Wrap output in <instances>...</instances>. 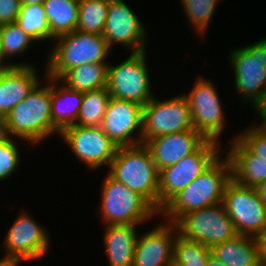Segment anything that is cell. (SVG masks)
I'll use <instances>...</instances> for the list:
<instances>
[{
	"label": "cell",
	"mask_w": 266,
	"mask_h": 266,
	"mask_svg": "<svg viewBox=\"0 0 266 266\" xmlns=\"http://www.w3.org/2000/svg\"><path fill=\"white\" fill-rule=\"evenodd\" d=\"M155 97L143 107V144L161 135L194 129L189 103L183 93L161 101Z\"/></svg>",
	"instance_id": "obj_11"
},
{
	"label": "cell",
	"mask_w": 266,
	"mask_h": 266,
	"mask_svg": "<svg viewBox=\"0 0 266 266\" xmlns=\"http://www.w3.org/2000/svg\"><path fill=\"white\" fill-rule=\"evenodd\" d=\"M15 138L10 137L0 144V181L13 175L20 165V154ZM15 141V142H14Z\"/></svg>",
	"instance_id": "obj_32"
},
{
	"label": "cell",
	"mask_w": 266,
	"mask_h": 266,
	"mask_svg": "<svg viewBox=\"0 0 266 266\" xmlns=\"http://www.w3.org/2000/svg\"><path fill=\"white\" fill-rule=\"evenodd\" d=\"M217 1L219 2V0H180L190 26L199 36H204L209 28Z\"/></svg>",
	"instance_id": "obj_30"
},
{
	"label": "cell",
	"mask_w": 266,
	"mask_h": 266,
	"mask_svg": "<svg viewBox=\"0 0 266 266\" xmlns=\"http://www.w3.org/2000/svg\"><path fill=\"white\" fill-rule=\"evenodd\" d=\"M12 66H34V65H32V63H30V62L28 63V61L26 63L25 62L24 63L23 62H20V63L19 62L18 63L7 62L4 58V55L2 53V49L0 46V72L3 70L9 69Z\"/></svg>",
	"instance_id": "obj_35"
},
{
	"label": "cell",
	"mask_w": 266,
	"mask_h": 266,
	"mask_svg": "<svg viewBox=\"0 0 266 266\" xmlns=\"http://www.w3.org/2000/svg\"><path fill=\"white\" fill-rule=\"evenodd\" d=\"M71 1H74V2H77V3L81 2V0H71Z\"/></svg>",
	"instance_id": "obj_43"
},
{
	"label": "cell",
	"mask_w": 266,
	"mask_h": 266,
	"mask_svg": "<svg viewBox=\"0 0 266 266\" xmlns=\"http://www.w3.org/2000/svg\"><path fill=\"white\" fill-rule=\"evenodd\" d=\"M220 148L221 144L206 140L194 153L159 171V212L222 155Z\"/></svg>",
	"instance_id": "obj_8"
},
{
	"label": "cell",
	"mask_w": 266,
	"mask_h": 266,
	"mask_svg": "<svg viewBox=\"0 0 266 266\" xmlns=\"http://www.w3.org/2000/svg\"><path fill=\"white\" fill-rule=\"evenodd\" d=\"M35 66H12L0 72V115L5 116L41 81Z\"/></svg>",
	"instance_id": "obj_19"
},
{
	"label": "cell",
	"mask_w": 266,
	"mask_h": 266,
	"mask_svg": "<svg viewBox=\"0 0 266 266\" xmlns=\"http://www.w3.org/2000/svg\"><path fill=\"white\" fill-rule=\"evenodd\" d=\"M163 223L138 235L133 266H172L177 225L163 219Z\"/></svg>",
	"instance_id": "obj_17"
},
{
	"label": "cell",
	"mask_w": 266,
	"mask_h": 266,
	"mask_svg": "<svg viewBox=\"0 0 266 266\" xmlns=\"http://www.w3.org/2000/svg\"><path fill=\"white\" fill-rule=\"evenodd\" d=\"M260 199L266 204V181L256 187Z\"/></svg>",
	"instance_id": "obj_38"
},
{
	"label": "cell",
	"mask_w": 266,
	"mask_h": 266,
	"mask_svg": "<svg viewBox=\"0 0 266 266\" xmlns=\"http://www.w3.org/2000/svg\"><path fill=\"white\" fill-rule=\"evenodd\" d=\"M234 136L229 143L230 147L227 145L223 148V154L226 153L231 163V177L237 184L256 188L266 181V160L253 154Z\"/></svg>",
	"instance_id": "obj_20"
},
{
	"label": "cell",
	"mask_w": 266,
	"mask_h": 266,
	"mask_svg": "<svg viewBox=\"0 0 266 266\" xmlns=\"http://www.w3.org/2000/svg\"><path fill=\"white\" fill-rule=\"evenodd\" d=\"M110 63L84 64L69 69L59 80L68 88L87 92L107 86V68Z\"/></svg>",
	"instance_id": "obj_25"
},
{
	"label": "cell",
	"mask_w": 266,
	"mask_h": 266,
	"mask_svg": "<svg viewBox=\"0 0 266 266\" xmlns=\"http://www.w3.org/2000/svg\"><path fill=\"white\" fill-rule=\"evenodd\" d=\"M109 0H81L76 30L102 35Z\"/></svg>",
	"instance_id": "obj_28"
},
{
	"label": "cell",
	"mask_w": 266,
	"mask_h": 266,
	"mask_svg": "<svg viewBox=\"0 0 266 266\" xmlns=\"http://www.w3.org/2000/svg\"><path fill=\"white\" fill-rule=\"evenodd\" d=\"M20 8V0H0V26L15 23Z\"/></svg>",
	"instance_id": "obj_34"
},
{
	"label": "cell",
	"mask_w": 266,
	"mask_h": 266,
	"mask_svg": "<svg viewBox=\"0 0 266 266\" xmlns=\"http://www.w3.org/2000/svg\"><path fill=\"white\" fill-rule=\"evenodd\" d=\"M223 204L237 234L262 239L266 234V204L254 187L231 179L225 186Z\"/></svg>",
	"instance_id": "obj_9"
},
{
	"label": "cell",
	"mask_w": 266,
	"mask_h": 266,
	"mask_svg": "<svg viewBox=\"0 0 266 266\" xmlns=\"http://www.w3.org/2000/svg\"><path fill=\"white\" fill-rule=\"evenodd\" d=\"M222 155L187 187L175 195L159 212L176 223L183 215L223 202L224 189L232 179L229 158Z\"/></svg>",
	"instance_id": "obj_1"
},
{
	"label": "cell",
	"mask_w": 266,
	"mask_h": 266,
	"mask_svg": "<svg viewBox=\"0 0 266 266\" xmlns=\"http://www.w3.org/2000/svg\"><path fill=\"white\" fill-rule=\"evenodd\" d=\"M195 81L192 90L183 94L189 103L193 128L206 140L221 144L219 137L227 122L217 88L212 81L201 76Z\"/></svg>",
	"instance_id": "obj_12"
},
{
	"label": "cell",
	"mask_w": 266,
	"mask_h": 266,
	"mask_svg": "<svg viewBox=\"0 0 266 266\" xmlns=\"http://www.w3.org/2000/svg\"><path fill=\"white\" fill-rule=\"evenodd\" d=\"M10 137L6 117L0 115V144L6 142Z\"/></svg>",
	"instance_id": "obj_36"
},
{
	"label": "cell",
	"mask_w": 266,
	"mask_h": 266,
	"mask_svg": "<svg viewBox=\"0 0 266 266\" xmlns=\"http://www.w3.org/2000/svg\"><path fill=\"white\" fill-rule=\"evenodd\" d=\"M59 136L90 171L110 166L118 147L105 134L101 126L72 125L64 128ZM104 165V166H103Z\"/></svg>",
	"instance_id": "obj_13"
},
{
	"label": "cell",
	"mask_w": 266,
	"mask_h": 266,
	"mask_svg": "<svg viewBox=\"0 0 266 266\" xmlns=\"http://www.w3.org/2000/svg\"><path fill=\"white\" fill-rule=\"evenodd\" d=\"M256 114L259 116L258 119L261 121L260 125L266 130V99L255 109Z\"/></svg>",
	"instance_id": "obj_37"
},
{
	"label": "cell",
	"mask_w": 266,
	"mask_h": 266,
	"mask_svg": "<svg viewBox=\"0 0 266 266\" xmlns=\"http://www.w3.org/2000/svg\"><path fill=\"white\" fill-rule=\"evenodd\" d=\"M231 51L235 91L255 110L266 99V37Z\"/></svg>",
	"instance_id": "obj_6"
},
{
	"label": "cell",
	"mask_w": 266,
	"mask_h": 266,
	"mask_svg": "<svg viewBox=\"0 0 266 266\" xmlns=\"http://www.w3.org/2000/svg\"><path fill=\"white\" fill-rule=\"evenodd\" d=\"M147 51L130 52L127 59L107 68V90L111 97L145 106L155 95L152 92Z\"/></svg>",
	"instance_id": "obj_7"
},
{
	"label": "cell",
	"mask_w": 266,
	"mask_h": 266,
	"mask_svg": "<svg viewBox=\"0 0 266 266\" xmlns=\"http://www.w3.org/2000/svg\"><path fill=\"white\" fill-rule=\"evenodd\" d=\"M45 0H20L21 5H38L43 4Z\"/></svg>",
	"instance_id": "obj_42"
},
{
	"label": "cell",
	"mask_w": 266,
	"mask_h": 266,
	"mask_svg": "<svg viewBox=\"0 0 266 266\" xmlns=\"http://www.w3.org/2000/svg\"><path fill=\"white\" fill-rule=\"evenodd\" d=\"M205 141L206 139L198 131L191 129L151 138L145 145L160 171L194 153Z\"/></svg>",
	"instance_id": "obj_18"
},
{
	"label": "cell",
	"mask_w": 266,
	"mask_h": 266,
	"mask_svg": "<svg viewBox=\"0 0 266 266\" xmlns=\"http://www.w3.org/2000/svg\"><path fill=\"white\" fill-rule=\"evenodd\" d=\"M147 31L140 18L123 0H109V7L102 36L112 49L114 44L123 45L131 52L146 50Z\"/></svg>",
	"instance_id": "obj_15"
},
{
	"label": "cell",
	"mask_w": 266,
	"mask_h": 266,
	"mask_svg": "<svg viewBox=\"0 0 266 266\" xmlns=\"http://www.w3.org/2000/svg\"><path fill=\"white\" fill-rule=\"evenodd\" d=\"M48 54L45 74L60 79L69 69L84 64L108 63L112 51L102 35L72 31L54 39Z\"/></svg>",
	"instance_id": "obj_4"
},
{
	"label": "cell",
	"mask_w": 266,
	"mask_h": 266,
	"mask_svg": "<svg viewBox=\"0 0 266 266\" xmlns=\"http://www.w3.org/2000/svg\"><path fill=\"white\" fill-rule=\"evenodd\" d=\"M183 238L212 246L233 239L237 234L223 202L191 211L176 223Z\"/></svg>",
	"instance_id": "obj_10"
},
{
	"label": "cell",
	"mask_w": 266,
	"mask_h": 266,
	"mask_svg": "<svg viewBox=\"0 0 266 266\" xmlns=\"http://www.w3.org/2000/svg\"><path fill=\"white\" fill-rule=\"evenodd\" d=\"M211 255L226 266H262L260 239L236 235L210 248Z\"/></svg>",
	"instance_id": "obj_21"
},
{
	"label": "cell",
	"mask_w": 266,
	"mask_h": 266,
	"mask_svg": "<svg viewBox=\"0 0 266 266\" xmlns=\"http://www.w3.org/2000/svg\"><path fill=\"white\" fill-rule=\"evenodd\" d=\"M43 6L50 27L51 42L61 35L76 30L79 3L71 0H45Z\"/></svg>",
	"instance_id": "obj_24"
},
{
	"label": "cell",
	"mask_w": 266,
	"mask_h": 266,
	"mask_svg": "<svg viewBox=\"0 0 266 266\" xmlns=\"http://www.w3.org/2000/svg\"><path fill=\"white\" fill-rule=\"evenodd\" d=\"M159 212V171L145 144L118 147L107 172Z\"/></svg>",
	"instance_id": "obj_3"
},
{
	"label": "cell",
	"mask_w": 266,
	"mask_h": 266,
	"mask_svg": "<svg viewBox=\"0 0 266 266\" xmlns=\"http://www.w3.org/2000/svg\"><path fill=\"white\" fill-rule=\"evenodd\" d=\"M83 96L84 92L72 90L59 79L51 78V118L60 132L76 123Z\"/></svg>",
	"instance_id": "obj_23"
},
{
	"label": "cell",
	"mask_w": 266,
	"mask_h": 266,
	"mask_svg": "<svg viewBox=\"0 0 266 266\" xmlns=\"http://www.w3.org/2000/svg\"><path fill=\"white\" fill-rule=\"evenodd\" d=\"M100 209L106 225H138L159 215V212L140 194L116 181L108 173L103 178Z\"/></svg>",
	"instance_id": "obj_5"
},
{
	"label": "cell",
	"mask_w": 266,
	"mask_h": 266,
	"mask_svg": "<svg viewBox=\"0 0 266 266\" xmlns=\"http://www.w3.org/2000/svg\"><path fill=\"white\" fill-rule=\"evenodd\" d=\"M34 42L16 23L0 26V46L5 60L14 56H22Z\"/></svg>",
	"instance_id": "obj_31"
},
{
	"label": "cell",
	"mask_w": 266,
	"mask_h": 266,
	"mask_svg": "<svg viewBox=\"0 0 266 266\" xmlns=\"http://www.w3.org/2000/svg\"><path fill=\"white\" fill-rule=\"evenodd\" d=\"M261 242V255H262V266H266V234L260 239Z\"/></svg>",
	"instance_id": "obj_39"
},
{
	"label": "cell",
	"mask_w": 266,
	"mask_h": 266,
	"mask_svg": "<svg viewBox=\"0 0 266 266\" xmlns=\"http://www.w3.org/2000/svg\"><path fill=\"white\" fill-rule=\"evenodd\" d=\"M210 255L209 247L178 234L174 243L172 266H207Z\"/></svg>",
	"instance_id": "obj_29"
},
{
	"label": "cell",
	"mask_w": 266,
	"mask_h": 266,
	"mask_svg": "<svg viewBox=\"0 0 266 266\" xmlns=\"http://www.w3.org/2000/svg\"><path fill=\"white\" fill-rule=\"evenodd\" d=\"M256 125L244 128L243 132L236 136L253 154L266 160V130Z\"/></svg>",
	"instance_id": "obj_33"
},
{
	"label": "cell",
	"mask_w": 266,
	"mask_h": 266,
	"mask_svg": "<svg viewBox=\"0 0 266 266\" xmlns=\"http://www.w3.org/2000/svg\"><path fill=\"white\" fill-rule=\"evenodd\" d=\"M138 225L104 226V247L109 266H133Z\"/></svg>",
	"instance_id": "obj_22"
},
{
	"label": "cell",
	"mask_w": 266,
	"mask_h": 266,
	"mask_svg": "<svg viewBox=\"0 0 266 266\" xmlns=\"http://www.w3.org/2000/svg\"><path fill=\"white\" fill-rule=\"evenodd\" d=\"M44 76L46 83L40 81L27 97L6 115L10 136L29 145L41 143L54 133L58 136L60 134L51 118V77L46 74Z\"/></svg>",
	"instance_id": "obj_2"
},
{
	"label": "cell",
	"mask_w": 266,
	"mask_h": 266,
	"mask_svg": "<svg viewBox=\"0 0 266 266\" xmlns=\"http://www.w3.org/2000/svg\"><path fill=\"white\" fill-rule=\"evenodd\" d=\"M207 266H226V265L220 262L214 256L210 255L208 258Z\"/></svg>",
	"instance_id": "obj_40"
},
{
	"label": "cell",
	"mask_w": 266,
	"mask_h": 266,
	"mask_svg": "<svg viewBox=\"0 0 266 266\" xmlns=\"http://www.w3.org/2000/svg\"><path fill=\"white\" fill-rule=\"evenodd\" d=\"M111 95L106 87L84 92L77 121L74 125L101 126Z\"/></svg>",
	"instance_id": "obj_26"
},
{
	"label": "cell",
	"mask_w": 266,
	"mask_h": 266,
	"mask_svg": "<svg viewBox=\"0 0 266 266\" xmlns=\"http://www.w3.org/2000/svg\"><path fill=\"white\" fill-rule=\"evenodd\" d=\"M15 23L35 42L50 40V27L43 4L21 5Z\"/></svg>",
	"instance_id": "obj_27"
},
{
	"label": "cell",
	"mask_w": 266,
	"mask_h": 266,
	"mask_svg": "<svg viewBox=\"0 0 266 266\" xmlns=\"http://www.w3.org/2000/svg\"><path fill=\"white\" fill-rule=\"evenodd\" d=\"M20 262L11 259H0V266H18Z\"/></svg>",
	"instance_id": "obj_41"
},
{
	"label": "cell",
	"mask_w": 266,
	"mask_h": 266,
	"mask_svg": "<svg viewBox=\"0 0 266 266\" xmlns=\"http://www.w3.org/2000/svg\"><path fill=\"white\" fill-rule=\"evenodd\" d=\"M25 210L17 215L5 236L3 259L21 261L39 260L49 252L47 230Z\"/></svg>",
	"instance_id": "obj_14"
},
{
	"label": "cell",
	"mask_w": 266,
	"mask_h": 266,
	"mask_svg": "<svg viewBox=\"0 0 266 266\" xmlns=\"http://www.w3.org/2000/svg\"><path fill=\"white\" fill-rule=\"evenodd\" d=\"M142 121L143 106L111 97L101 128L117 147L134 146L142 144Z\"/></svg>",
	"instance_id": "obj_16"
}]
</instances>
